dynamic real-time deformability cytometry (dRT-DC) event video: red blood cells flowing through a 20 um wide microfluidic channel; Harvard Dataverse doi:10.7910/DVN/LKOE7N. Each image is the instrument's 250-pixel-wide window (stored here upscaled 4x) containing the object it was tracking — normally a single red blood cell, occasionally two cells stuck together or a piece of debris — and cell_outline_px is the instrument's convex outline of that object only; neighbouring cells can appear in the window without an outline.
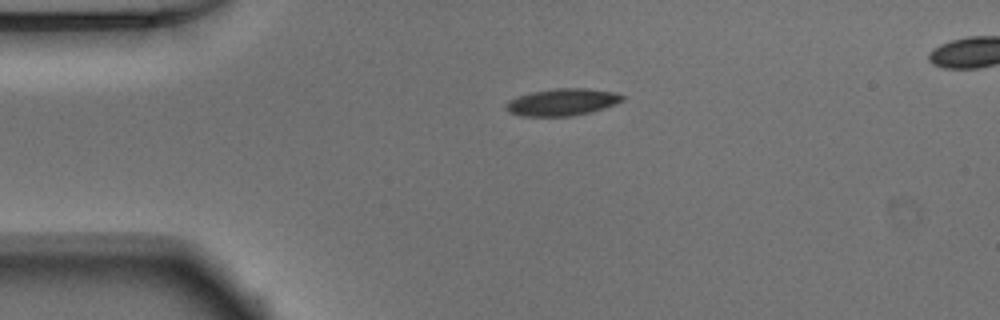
{"species": "Egyptian fruit bat (a non-hibernating species)", "species_latin": "Rousettus aegyptiacus", "temperature_condition": "warm", "stored_images_in_passage": 41, "camera_frame_rate_fps": 3000, "um_per_image_px": 0.085, "animal": {"sex": "male"}, "frame": {"image": 1, "passage_image": 1, "time_ms": 0.0, "image_size_px": [1000, 320], "cell_outline_px": [[628, 96], [624, 100], [604, 108], [572, 116], [524, 116], [512, 112], [504, 108], [504, 104], [508, 100], [532, 92], [556, 88], [588, 88], [612, 92]], "centroid_in_image_um": [47.81, 8.67], "position_along_channel_um": 37.2, "area_um2": 18.21}}
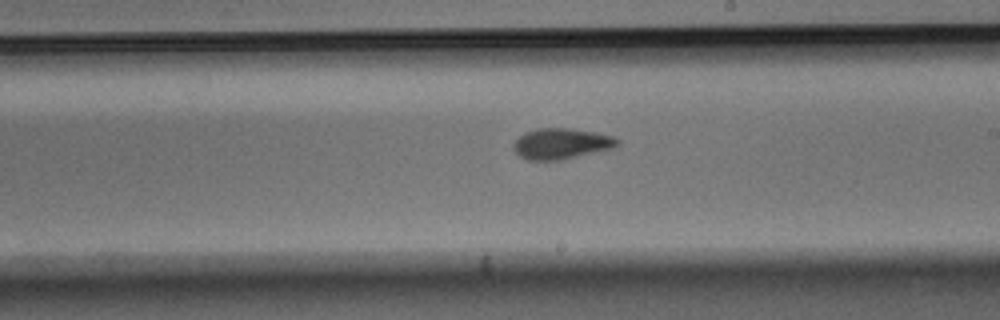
{"frame": {"image": 2, "passage_image": 19, "time_ms": 6.0, "image_size_px": [1000, 320], "cell_outline_px": [[620, 144], [612, 148], [560, 160], [528, 160], [520, 156], [512, 148], [512, 144], [520, 136], [528, 132], [540, 128], [568, 128], [596, 132], [612, 136], [620, 140]], "centroid_in_image_um": [47.72, 12.21], "position_along_channel_um": 241.3, "area_um2": 18.44}}
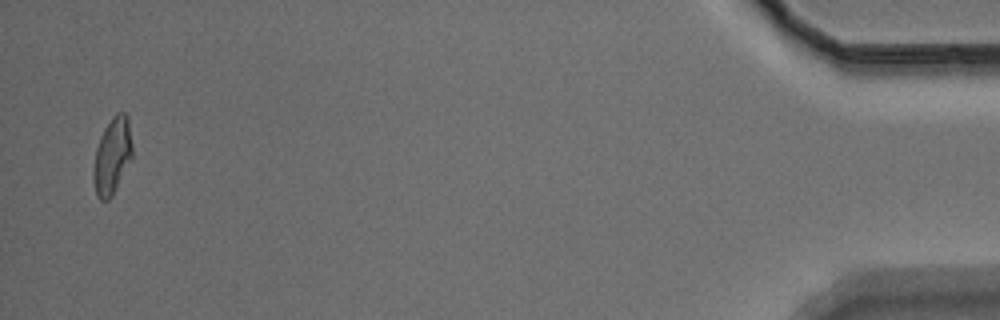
{"frame": {"image": 3, "passage_image": 40, "time_ms": 13.0, "image_size_px": [1000, 320], "cell_outline_px": [[132, 160], [112, 196], [108, 200], [100, 200], [96, 196], [92, 180], [92, 172], [96, 148], [100, 136], [104, 128], [112, 116], [116, 112], [124, 112], [128, 116], [132, 144]], "centroid_in_image_um": [9.53, 13.27], "position_along_channel_um": 425.7, "area_um2": 17.74}}